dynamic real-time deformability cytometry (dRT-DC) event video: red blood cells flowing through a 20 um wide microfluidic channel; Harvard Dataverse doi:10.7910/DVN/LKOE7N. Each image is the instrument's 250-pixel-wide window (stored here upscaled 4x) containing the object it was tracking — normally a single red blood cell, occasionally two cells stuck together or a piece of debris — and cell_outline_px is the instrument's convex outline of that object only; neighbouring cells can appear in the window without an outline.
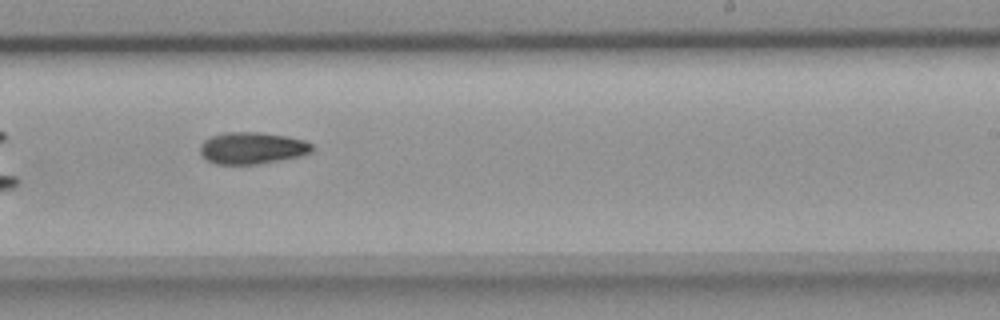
{"species": "common noctule bat (a hibernating species)", "species_latin": "Nyctalus noctula", "temperature_condition": "room temperature", "stored_images_in_passage": 35, "camera_frame_rate_fps": 3000, "um_per_image_px": 0.085, "animal": {"sex": "female", "body_mass_g": 18.4}, "frame": {"image": 1, "passage_image": 16, "time_ms": 5.0, "image_size_px": [1000, 320], "cell_outline_px": [[312, 152], [300, 156], [280, 160], [256, 164], [216, 164], [208, 160], [200, 152], [200, 144], [204, 140], [212, 136], [224, 132], [260, 132], [288, 136], [304, 140], [312, 144]], "centroid_in_image_um": [21.44, 12.57], "position_along_channel_um": 267.6, "area_um2": 20.75}}